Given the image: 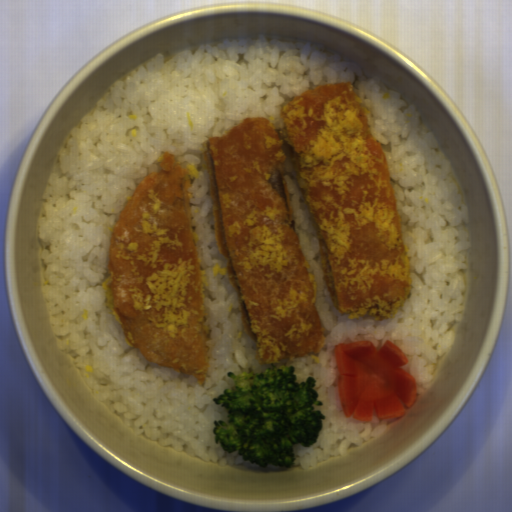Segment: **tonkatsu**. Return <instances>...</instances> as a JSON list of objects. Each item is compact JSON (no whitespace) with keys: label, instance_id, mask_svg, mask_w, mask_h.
I'll list each match as a JSON object with an SVG mask.
<instances>
[{"label":"tonkatsu","instance_id":"d4beea91","mask_svg":"<svg viewBox=\"0 0 512 512\" xmlns=\"http://www.w3.org/2000/svg\"><path fill=\"white\" fill-rule=\"evenodd\" d=\"M213 232L245 333L261 361L321 353L324 327L285 178L291 162L316 231L333 306L390 318L411 291L384 148L354 82L308 89L283 105L282 129L245 117L203 146Z\"/></svg>","mask_w":512,"mask_h":512},{"label":"tonkatsu","instance_id":"3a3dc1c2","mask_svg":"<svg viewBox=\"0 0 512 512\" xmlns=\"http://www.w3.org/2000/svg\"><path fill=\"white\" fill-rule=\"evenodd\" d=\"M108 270L125 339L158 367L203 383L209 363L191 179L174 152L141 179L114 224Z\"/></svg>","mask_w":512,"mask_h":512}]
</instances>
